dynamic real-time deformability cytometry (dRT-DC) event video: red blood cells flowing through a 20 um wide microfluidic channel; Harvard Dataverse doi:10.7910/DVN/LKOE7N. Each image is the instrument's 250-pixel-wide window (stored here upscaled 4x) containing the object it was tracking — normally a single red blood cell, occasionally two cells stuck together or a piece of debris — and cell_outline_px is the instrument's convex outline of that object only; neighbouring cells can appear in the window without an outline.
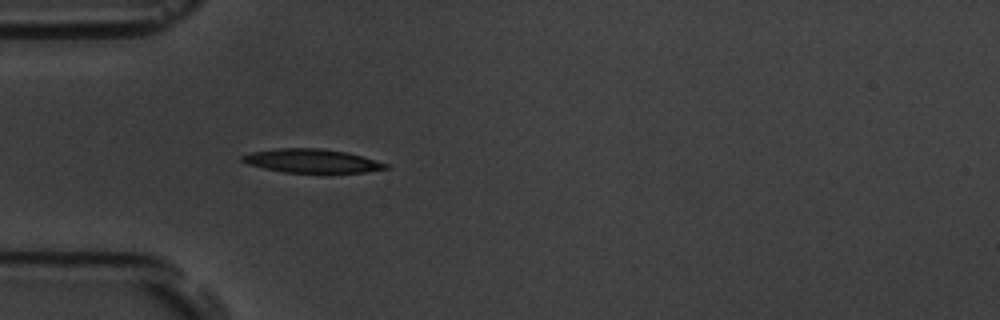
{"species": "common noctule bat (a hibernating species)", "species_latin": "Nyctalus noctula", "temperature_condition": "room temperature", "stored_images_in_passage": 3, "camera_frame_rate_fps": 3000, "um_per_image_px": 0.085, "animal": {"sex": "male", "body_mass_g": 19.5, "forearm_length_mm": 54.6}, "frame": {"image": 1, "passage_image": 3, "time_ms": 2.333, "image_size_px": [1000, 320], "cell_outline_px": [[388, 168], [364, 172], [284, 172], [264, 168], [248, 164], [240, 160], [240, 156], [252, 152], [276, 148], [320, 148], [348, 152], [364, 156], [388, 164]], "centroid_in_image_um": [26.49, 13.66], "position_along_channel_um": 58.5, "area_um2": 19.71}}